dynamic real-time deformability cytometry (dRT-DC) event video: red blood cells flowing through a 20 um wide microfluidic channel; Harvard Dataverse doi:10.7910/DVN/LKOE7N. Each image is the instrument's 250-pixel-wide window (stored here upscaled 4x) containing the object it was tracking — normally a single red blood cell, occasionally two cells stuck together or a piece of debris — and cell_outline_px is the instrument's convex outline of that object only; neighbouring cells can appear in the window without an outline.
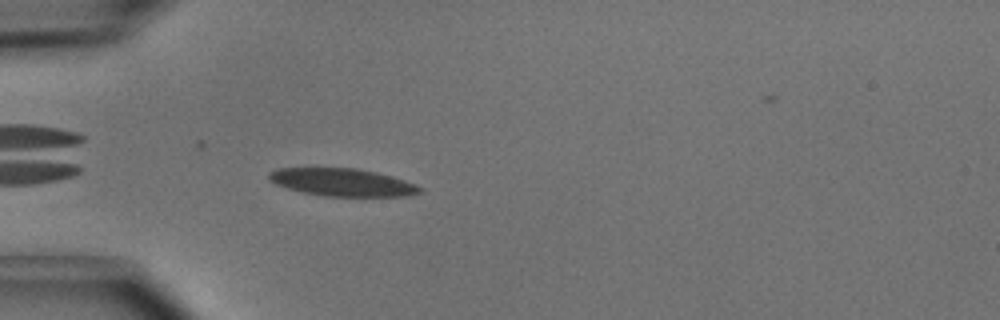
{"species": "common noctule bat (a hibernating species)", "species_latin": "Nyctalus noctula", "temperature_condition": "cold", "stored_images_in_passage": 39, "camera_frame_rate_fps": 3000, "um_per_image_px": 0.085, "animal": {"sex": "male", "body_mass_g": 15.6}, "frame": {"image": 1, "passage_image": 3, "time_ms": 0.667, "image_size_px": [1000, 320], "cell_outline_px": [[420, 192], [408, 196], [324, 196], [304, 192], [288, 188], [276, 184], [268, 180], [268, 172], [276, 168], [356, 168], [376, 172], [404, 180], [420, 188]], "centroid_in_image_um": [29.03, 15.49], "position_along_channel_um": 56.0, "area_um2": 24.04}}
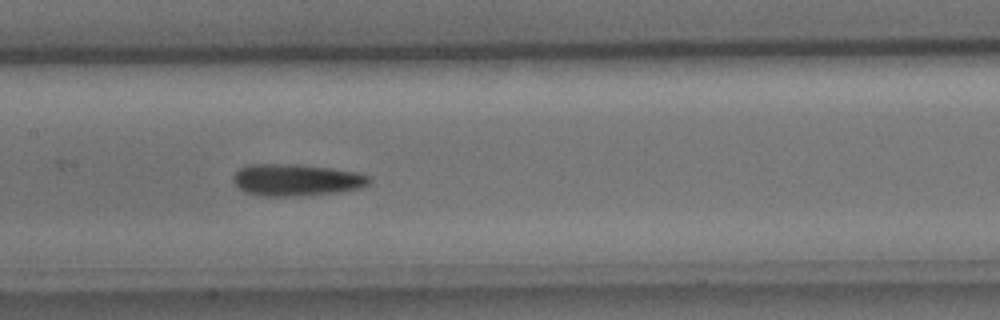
{"frame": {"image": 2, "passage_image": 13, "time_ms": 4.0, "image_size_px": [1000, 320], "cell_outline_px": [[372, 180], [368, 184], [360, 188], [312, 196], [264, 196], [244, 192], [232, 180], [232, 176], [240, 168], [248, 164], [296, 164], [360, 172], [372, 176]], "centroid_in_image_um": [25.22, 15.3], "position_along_channel_um": 182.2, "area_um2": 25.55}}
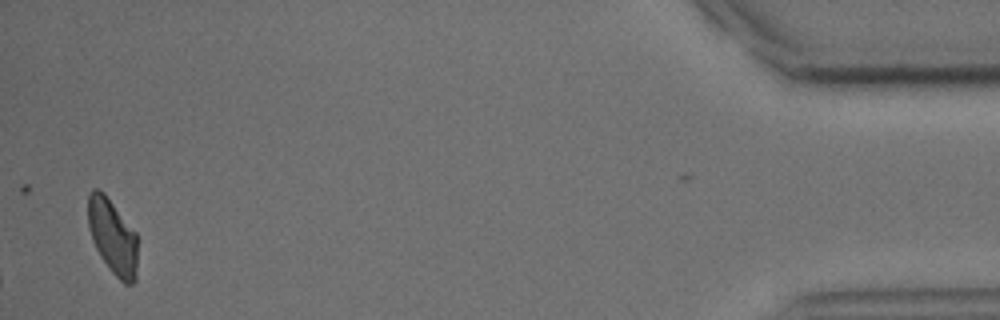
{"frame": {"image": 3, "passage_image": 37, "time_ms": 12.0, "image_size_px": [1000, 320], "cell_outline_px": [[136, 280], [132, 284], [124, 284], [112, 272], [100, 256], [92, 240], [88, 228], [88, 192], [92, 188], [100, 188], [104, 192], [136, 232]], "centroid_in_image_um": [9.55, 20.08], "position_along_channel_um": 425.7, "area_um2": 21.79}, "authors_computed_cell_mechanics": {"area_um2": 23.698, "velocity_mm_per_s": 4.0275, "shape_relaxation_time_tau1_ms": 3.7435, "shape_relaxation_time_tau2_ms": 3.6565, "deformation_change_tau1": 0.146, "deformation_change_tau2": 0.0903}}